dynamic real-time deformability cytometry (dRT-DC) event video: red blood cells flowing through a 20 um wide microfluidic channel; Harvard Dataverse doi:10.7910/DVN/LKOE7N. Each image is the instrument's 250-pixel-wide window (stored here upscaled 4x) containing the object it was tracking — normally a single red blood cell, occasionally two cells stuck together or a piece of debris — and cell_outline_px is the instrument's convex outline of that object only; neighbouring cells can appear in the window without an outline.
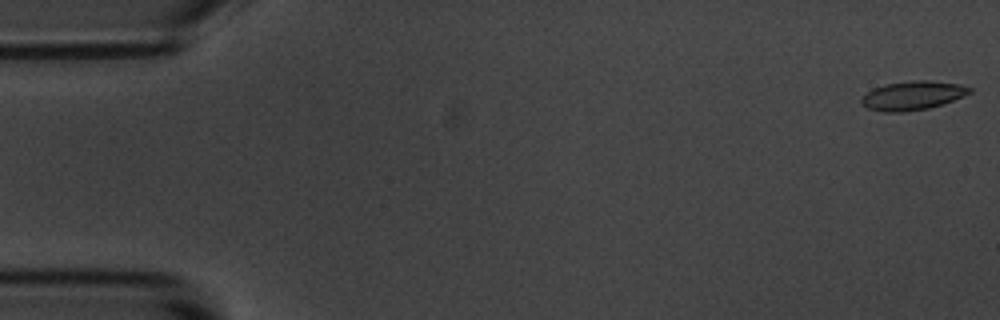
{"species": "common noctule bat (a hibernating species)", "species_latin": "Nyctalus noctula", "temperature_condition": "room temperature", "stored_images_in_passage": 14, "camera_frame_rate_fps": 3000, "um_per_image_px": 0.085, "animal": {"sex": "male", "body_mass_g": 20.1, "forearm_length_mm": 53.5}, "frame": {"image": 1, "passage_image": 1, "time_ms": 0.0, "image_size_px": [1000, 320], "cell_outline_px": [[972, 92], [964, 96], [944, 104], [928, 108], [904, 112], [884, 112], [868, 108], [860, 100], [868, 92], [884, 84], [912, 80], [928, 80], [960, 84], [972, 88]], "centroid_in_image_um": [77.63, 8.12], "position_along_channel_um": 7.4, "area_um2": 18.15}}